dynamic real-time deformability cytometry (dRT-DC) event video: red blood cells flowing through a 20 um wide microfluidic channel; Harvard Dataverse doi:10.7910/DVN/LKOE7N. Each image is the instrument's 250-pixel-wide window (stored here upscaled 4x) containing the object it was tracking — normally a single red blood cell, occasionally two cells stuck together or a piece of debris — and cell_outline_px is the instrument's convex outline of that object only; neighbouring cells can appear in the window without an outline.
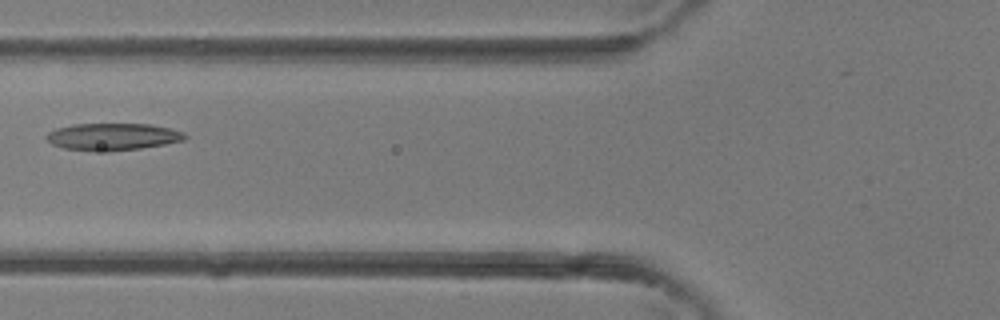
{"species": "common noctule bat (a hibernating species)", "species_latin": "Nyctalus noctula", "temperature_condition": "room temperature", "stored_images_in_passage": 3, "camera_frame_rate_fps": 3000, "um_per_image_px": 0.085, "animal": {"sex": "female"}, "frame": {"image": 1, "passage_image": 3, "time_ms": 0.667, "image_size_px": [1000, 320], "cell_outline_px": [[188, 136], [184, 140], [164, 144], [140, 148], [108, 152], [64, 148], [52, 144], [44, 136], [48, 132], [56, 128], [72, 124], [148, 124], [168, 128], [184, 132]], "centroid_in_image_um": [9.56, 11.62], "position_along_channel_um": 116.2, "area_um2": 21.79}}